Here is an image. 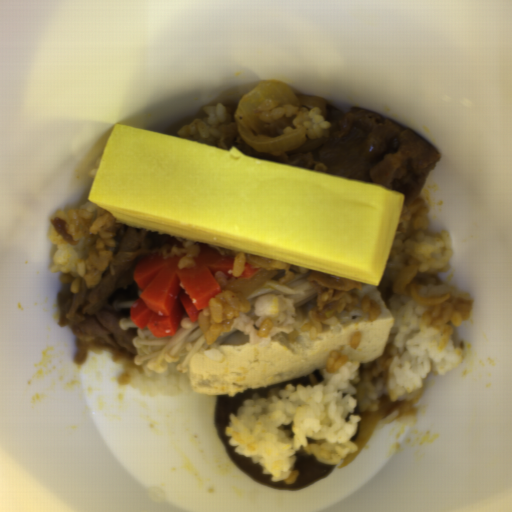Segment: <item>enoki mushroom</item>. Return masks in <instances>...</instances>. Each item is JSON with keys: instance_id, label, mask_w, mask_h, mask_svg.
Listing matches in <instances>:
<instances>
[{"instance_id": "obj_1", "label": "enoki mushroom", "mask_w": 512, "mask_h": 512, "mask_svg": "<svg viewBox=\"0 0 512 512\" xmlns=\"http://www.w3.org/2000/svg\"><path fill=\"white\" fill-rule=\"evenodd\" d=\"M118 323L123 331L129 328L137 329V335L132 339V346L136 349L134 364H146L149 371L156 373L167 371L172 364L176 372L188 373L191 360L196 353L221 346L230 335L239 331L231 327L228 332H224L209 344L201 332L198 318L191 322L185 311L180 313L177 329L172 336L155 337L148 328H138L131 320V315L122 317Z\"/></svg>"}, {"instance_id": "obj_2", "label": "enoki mushroom", "mask_w": 512, "mask_h": 512, "mask_svg": "<svg viewBox=\"0 0 512 512\" xmlns=\"http://www.w3.org/2000/svg\"><path fill=\"white\" fill-rule=\"evenodd\" d=\"M313 271L308 269L305 274L297 275L288 282H282L278 278V274L270 278L255 293L242 301L248 302L250 305V311L247 312L246 316L250 320L255 321L257 319L255 313L256 300L266 295H285L291 299L295 310L310 303L317 297L316 289L308 281Z\"/></svg>"}]
</instances>
